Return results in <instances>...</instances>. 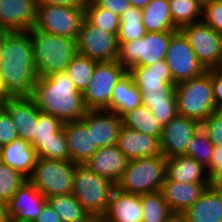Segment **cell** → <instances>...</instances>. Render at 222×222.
Segmentation results:
<instances>
[{"label": "cell", "mask_w": 222, "mask_h": 222, "mask_svg": "<svg viewBox=\"0 0 222 222\" xmlns=\"http://www.w3.org/2000/svg\"><path fill=\"white\" fill-rule=\"evenodd\" d=\"M0 77L9 98H31L36 80L28 30L9 31L3 40Z\"/></svg>", "instance_id": "cell-1"}, {"label": "cell", "mask_w": 222, "mask_h": 222, "mask_svg": "<svg viewBox=\"0 0 222 222\" xmlns=\"http://www.w3.org/2000/svg\"><path fill=\"white\" fill-rule=\"evenodd\" d=\"M38 109L62 123L81 120L87 108L83 95L66 72H57L36 80L31 97Z\"/></svg>", "instance_id": "cell-2"}, {"label": "cell", "mask_w": 222, "mask_h": 222, "mask_svg": "<svg viewBox=\"0 0 222 222\" xmlns=\"http://www.w3.org/2000/svg\"><path fill=\"white\" fill-rule=\"evenodd\" d=\"M29 37L32 43L34 73L39 79L57 72H66L77 54L75 38L43 32L32 27Z\"/></svg>", "instance_id": "cell-3"}, {"label": "cell", "mask_w": 222, "mask_h": 222, "mask_svg": "<svg viewBox=\"0 0 222 222\" xmlns=\"http://www.w3.org/2000/svg\"><path fill=\"white\" fill-rule=\"evenodd\" d=\"M174 90L178 115L202 124L210 114L218 110L213 96L211 69L198 77L177 83Z\"/></svg>", "instance_id": "cell-4"}, {"label": "cell", "mask_w": 222, "mask_h": 222, "mask_svg": "<svg viewBox=\"0 0 222 222\" xmlns=\"http://www.w3.org/2000/svg\"><path fill=\"white\" fill-rule=\"evenodd\" d=\"M164 155L129 160L116 187L126 193L147 194L161 191L166 178Z\"/></svg>", "instance_id": "cell-5"}, {"label": "cell", "mask_w": 222, "mask_h": 222, "mask_svg": "<svg viewBox=\"0 0 222 222\" xmlns=\"http://www.w3.org/2000/svg\"><path fill=\"white\" fill-rule=\"evenodd\" d=\"M116 185L83 164H76L73 196L90 215H104Z\"/></svg>", "instance_id": "cell-6"}, {"label": "cell", "mask_w": 222, "mask_h": 222, "mask_svg": "<svg viewBox=\"0 0 222 222\" xmlns=\"http://www.w3.org/2000/svg\"><path fill=\"white\" fill-rule=\"evenodd\" d=\"M76 163L37 157L28 180L46 197L72 194Z\"/></svg>", "instance_id": "cell-7"}, {"label": "cell", "mask_w": 222, "mask_h": 222, "mask_svg": "<svg viewBox=\"0 0 222 222\" xmlns=\"http://www.w3.org/2000/svg\"><path fill=\"white\" fill-rule=\"evenodd\" d=\"M171 32H147L140 39L119 46L118 63L129 71L133 66H149L165 60Z\"/></svg>", "instance_id": "cell-8"}, {"label": "cell", "mask_w": 222, "mask_h": 222, "mask_svg": "<svg viewBox=\"0 0 222 222\" xmlns=\"http://www.w3.org/2000/svg\"><path fill=\"white\" fill-rule=\"evenodd\" d=\"M126 72L118 61L97 62L91 81L82 93L87 110H107L112 91Z\"/></svg>", "instance_id": "cell-9"}, {"label": "cell", "mask_w": 222, "mask_h": 222, "mask_svg": "<svg viewBox=\"0 0 222 222\" xmlns=\"http://www.w3.org/2000/svg\"><path fill=\"white\" fill-rule=\"evenodd\" d=\"M37 157L55 160H70L63 123L56 117L39 112L35 136L30 142Z\"/></svg>", "instance_id": "cell-10"}, {"label": "cell", "mask_w": 222, "mask_h": 222, "mask_svg": "<svg viewBox=\"0 0 222 222\" xmlns=\"http://www.w3.org/2000/svg\"><path fill=\"white\" fill-rule=\"evenodd\" d=\"M188 40L198 61L206 70L222 67V35L202 20L179 29Z\"/></svg>", "instance_id": "cell-11"}, {"label": "cell", "mask_w": 222, "mask_h": 222, "mask_svg": "<svg viewBox=\"0 0 222 222\" xmlns=\"http://www.w3.org/2000/svg\"><path fill=\"white\" fill-rule=\"evenodd\" d=\"M84 18L85 9L70 6L37 5L34 27L46 33L77 40Z\"/></svg>", "instance_id": "cell-12"}, {"label": "cell", "mask_w": 222, "mask_h": 222, "mask_svg": "<svg viewBox=\"0 0 222 222\" xmlns=\"http://www.w3.org/2000/svg\"><path fill=\"white\" fill-rule=\"evenodd\" d=\"M76 44L77 54L96 62L117 61L118 59L117 34L101 30L86 17L81 23Z\"/></svg>", "instance_id": "cell-13"}, {"label": "cell", "mask_w": 222, "mask_h": 222, "mask_svg": "<svg viewBox=\"0 0 222 222\" xmlns=\"http://www.w3.org/2000/svg\"><path fill=\"white\" fill-rule=\"evenodd\" d=\"M165 61L175 84L198 77L207 71L180 30L171 31Z\"/></svg>", "instance_id": "cell-14"}, {"label": "cell", "mask_w": 222, "mask_h": 222, "mask_svg": "<svg viewBox=\"0 0 222 222\" xmlns=\"http://www.w3.org/2000/svg\"><path fill=\"white\" fill-rule=\"evenodd\" d=\"M200 127L201 124L197 120L175 116L162 128L161 154L166 158L186 155L188 142Z\"/></svg>", "instance_id": "cell-15"}, {"label": "cell", "mask_w": 222, "mask_h": 222, "mask_svg": "<svg viewBox=\"0 0 222 222\" xmlns=\"http://www.w3.org/2000/svg\"><path fill=\"white\" fill-rule=\"evenodd\" d=\"M46 202L47 198L29 180H26L7 203L8 221L34 222Z\"/></svg>", "instance_id": "cell-16"}, {"label": "cell", "mask_w": 222, "mask_h": 222, "mask_svg": "<svg viewBox=\"0 0 222 222\" xmlns=\"http://www.w3.org/2000/svg\"><path fill=\"white\" fill-rule=\"evenodd\" d=\"M81 121L91 130L93 143L97 147L116 144L122 127L121 117L107 110H87Z\"/></svg>", "instance_id": "cell-17"}, {"label": "cell", "mask_w": 222, "mask_h": 222, "mask_svg": "<svg viewBox=\"0 0 222 222\" xmlns=\"http://www.w3.org/2000/svg\"><path fill=\"white\" fill-rule=\"evenodd\" d=\"M38 0H0V24L8 31L30 30L36 22Z\"/></svg>", "instance_id": "cell-18"}, {"label": "cell", "mask_w": 222, "mask_h": 222, "mask_svg": "<svg viewBox=\"0 0 222 222\" xmlns=\"http://www.w3.org/2000/svg\"><path fill=\"white\" fill-rule=\"evenodd\" d=\"M128 161L124 153L114 144L99 147L83 165L116 185L121 179Z\"/></svg>", "instance_id": "cell-19"}, {"label": "cell", "mask_w": 222, "mask_h": 222, "mask_svg": "<svg viewBox=\"0 0 222 222\" xmlns=\"http://www.w3.org/2000/svg\"><path fill=\"white\" fill-rule=\"evenodd\" d=\"M116 146L128 160L161 155L160 140L157 137L122 126Z\"/></svg>", "instance_id": "cell-20"}, {"label": "cell", "mask_w": 222, "mask_h": 222, "mask_svg": "<svg viewBox=\"0 0 222 222\" xmlns=\"http://www.w3.org/2000/svg\"><path fill=\"white\" fill-rule=\"evenodd\" d=\"M4 109L9 113L19 138L31 142L40 110L32 98H9Z\"/></svg>", "instance_id": "cell-21"}, {"label": "cell", "mask_w": 222, "mask_h": 222, "mask_svg": "<svg viewBox=\"0 0 222 222\" xmlns=\"http://www.w3.org/2000/svg\"><path fill=\"white\" fill-rule=\"evenodd\" d=\"M209 183H180L165 180L161 192L173 214H182L200 198Z\"/></svg>", "instance_id": "cell-22"}, {"label": "cell", "mask_w": 222, "mask_h": 222, "mask_svg": "<svg viewBox=\"0 0 222 222\" xmlns=\"http://www.w3.org/2000/svg\"><path fill=\"white\" fill-rule=\"evenodd\" d=\"M64 135L66 138L70 161L76 164H83L98 150L93 143L91 130L81 121L63 123Z\"/></svg>", "instance_id": "cell-23"}, {"label": "cell", "mask_w": 222, "mask_h": 222, "mask_svg": "<svg viewBox=\"0 0 222 222\" xmlns=\"http://www.w3.org/2000/svg\"><path fill=\"white\" fill-rule=\"evenodd\" d=\"M141 195L113 190L105 216L112 222H142Z\"/></svg>", "instance_id": "cell-24"}, {"label": "cell", "mask_w": 222, "mask_h": 222, "mask_svg": "<svg viewBox=\"0 0 222 222\" xmlns=\"http://www.w3.org/2000/svg\"><path fill=\"white\" fill-rule=\"evenodd\" d=\"M182 215L186 222H222V190L208 186Z\"/></svg>", "instance_id": "cell-25"}, {"label": "cell", "mask_w": 222, "mask_h": 222, "mask_svg": "<svg viewBox=\"0 0 222 222\" xmlns=\"http://www.w3.org/2000/svg\"><path fill=\"white\" fill-rule=\"evenodd\" d=\"M165 180L180 183H209L207 169L194 158L178 155L167 158Z\"/></svg>", "instance_id": "cell-26"}, {"label": "cell", "mask_w": 222, "mask_h": 222, "mask_svg": "<svg viewBox=\"0 0 222 222\" xmlns=\"http://www.w3.org/2000/svg\"><path fill=\"white\" fill-rule=\"evenodd\" d=\"M2 148V163L20 172L27 179L31 176L37 155L29 141L16 138Z\"/></svg>", "instance_id": "cell-27"}, {"label": "cell", "mask_w": 222, "mask_h": 222, "mask_svg": "<svg viewBox=\"0 0 222 222\" xmlns=\"http://www.w3.org/2000/svg\"><path fill=\"white\" fill-rule=\"evenodd\" d=\"M141 105L140 91L135 85L132 75L127 71L115 85L107 111L114 112L121 117L124 113Z\"/></svg>", "instance_id": "cell-28"}, {"label": "cell", "mask_w": 222, "mask_h": 222, "mask_svg": "<svg viewBox=\"0 0 222 222\" xmlns=\"http://www.w3.org/2000/svg\"><path fill=\"white\" fill-rule=\"evenodd\" d=\"M143 25L147 32H171L179 30L173 23L168 0H151L142 9Z\"/></svg>", "instance_id": "cell-29"}, {"label": "cell", "mask_w": 222, "mask_h": 222, "mask_svg": "<svg viewBox=\"0 0 222 222\" xmlns=\"http://www.w3.org/2000/svg\"><path fill=\"white\" fill-rule=\"evenodd\" d=\"M136 86H175L165 60L149 66H133L128 71Z\"/></svg>", "instance_id": "cell-30"}, {"label": "cell", "mask_w": 222, "mask_h": 222, "mask_svg": "<svg viewBox=\"0 0 222 222\" xmlns=\"http://www.w3.org/2000/svg\"><path fill=\"white\" fill-rule=\"evenodd\" d=\"M122 126L157 137L162 135V125L158 122L152 111L146 106H138L121 116Z\"/></svg>", "instance_id": "cell-31"}, {"label": "cell", "mask_w": 222, "mask_h": 222, "mask_svg": "<svg viewBox=\"0 0 222 222\" xmlns=\"http://www.w3.org/2000/svg\"><path fill=\"white\" fill-rule=\"evenodd\" d=\"M47 202L59 215L62 222H88L90 214L73 194L50 196L47 198Z\"/></svg>", "instance_id": "cell-32"}, {"label": "cell", "mask_w": 222, "mask_h": 222, "mask_svg": "<svg viewBox=\"0 0 222 222\" xmlns=\"http://www.w3.org/2000/svg\"><path fill=\"white\" fill-rule=\"evenodd\" d=\"M142 9L130 7L120 16V26L117 34L118 45L132 42L146 35L147 31L142 21Z\"/></svg>", "instance_id": "cell-33"}, {"label": "cell", "mask_w": 222, "mask_h": 222, "mask_svg": "<svg viewBox=\"0 0 222 222\" xmlns=\"http://www.w3.org/2000/svg\"><path fill=\"white\" fill-rule=\"evenodd\" d=\"M168 1L173 23L178 29L202 20L203 3L200 0Z\"/></svg>", "instance_id": "cell-34"}, {"label": "cell", "mask_w": 222, "mask_h": 222, "mask_svg": "<svg viewBox=\"0 0 222 222\" xmlns=\"http://www.w3.org/2000/svg\"><path fill=\"white\" fill-rule=\"evenodd\" d=\"M141 203L142 222H164L173 214L161 191L141 194Z\"/></svg>", "instance_id": "cell-35"}, {"label": "cell", "mask_w": 222, "mask_h": 222, "mask_svg": "<svg viewBox=\"0 0 222 222\" xmlns=\"http://www.w3.org/2000/svg\"><path fill=\"white\" fill-rule=\"evenodd\" d=\"M96 64V61L76 54L67 67L66 73L73 82L75 88L81 93L84 92L91 81Z\"/></svg>", "instance_id": "cell-36"}, {"label": "cell", "mask_w": 222, "mask_h": 222, "mask_svg": "<svg viewBox=\"0 0 222 222\" xmlns=\"http://www.w3.org/2000/svg\"><path fill=\"white\" fill-rule=\"evenodd\" d=\"M85 17L101 30L118 34L120 17L107 9L98 7L92 0L85 7Z\"/></svg>", "instance_id": "cell-37"}, {"label": "cell", "mask_w": 222, "mask_h": 222, "mask_svg": "<svg viewBox=\"0 0 222 222\" xmlns=\"http://www.w3.org/2000/svg\"><path fill=\"white\" fill-rule=\"evenodd\" d=\"M213 149L214 145L200 127L188 142L186 156L194 158L207 169L210 166Z\"/></svg>", "instance_id": "cell-38"}, {"label": "cell", "mask_w": 222, "mask_h": 222, "mask_svg": "<svg viewBox=\"0 0 222 222\" xmlns=\"http://www.w3.org/2000/svg\"><path fill=\"white\" fill-rule=\"evenodd\" d=\"M141 95V104L150 110L152 105L177 104L175 86H137Z\"/></svg>", "instance_id": "cell-39"}, {"label": "cell", "mask_w": 222, "mask_h": 222, "mask_svg": "<svg viewBox=\"0 0 222 222\" xmlns=\"http://www.w3.org/2000/svg\"><path fill=\"white\" fill-rule=\"evenodd\" d=\"M28 180L20 172L9 165L0 164V199L6 204L11 200L14 193Z\"/></svg>", "instance_id": "cell-40"}, {"label": "cell", "mask_w": 222, "mask_h": 222, "mask_svg": "<svg viewBox=\"0 0 222 222\" xmlns=\"http://www.w3.org/2000/svg\"><path fill=\"white\" fill-rule=\"evenodd\" d=\"M202 21L222 35V0L203 3Z\"/></svg>", "instance_id": "cell-41"}, {"label": "cell", "mask_w": 222, "mask_h": 222, "mask_svg": "<svg viewBox=\"0 0 222 222\" xmlns=\"http://www.w3.org/2000/svg\"><path fill=\"white\" fill-rule=\"evenodd\" d=\"M214 146H222V113L215 110L201 124Z\"/></svg>", "instance_id": "cell-42"}, {"label": "cell", "mask_w": 222, "mask_h": 222, "mask_svg": "<svg viewBox=\"0 0 222 222\" xmlns=\"http://www.w3.org/2000/svg\"><path fill=\"white\" fill-rule=\"evenodd\" d=\"M207 173L209 175V186L222 190V146H214Z\"/></svg>", "instance_id": "cell-43"}, {"label": "cell", "mask_w": 222, "mask_h": 222, "mask_svg": "<svg viewBox=\"0 0 222 222\" xmlns=\"http://www.w3.org/2000/svg\"><path fill=\"white\" fill-rule=\"evenodd\" d=\"M16 138L18 134L15 125L9 113L3 109L0 113V146L7 145Z\"/></svg>", "instance_id": "cell-44"}, {"label": "cell", "mask_w": 222, "mask_h": 222, "mask_svg": "<svg viewBox=\"0 0 222 222\" xmlns=\"http://www.w3.org/2000/svg\"><path fill=\"white\" fill-rule=\"evenodd\" d=\"M151 111L162 127L178 115L177 104L152 105Z\"/></svg>", "instance_id": "cell-45"}, {"label": "cell", "mask_w": 222, "mask_h": 222, "mask_svg": "<svg viewBox=\"0 0 222 222\" xmlns=\"http://www.w3.org/2000/svg\"><path fill=\"white\" fill-rule=\"evenodd\" d=\"M98 7L109 10L119 17L132 5L129 0H92Z\"/></svg>", "instance_id": "cell-46"}, {"label": "cell", "mask_w": 222, "mask_h": 222, "mask_svg": "<svg viewBox=\"0 0 222 222\" xmlns=\"http://www.w3.org/2000/svg\"><path fill=\"white\" fill-rule=\"evenodd\" d=\"M211 81L216 108L222 106V69H211Z\"/></svg>", "instance_id": "cell-47"}, {"label": "cell", "mask_w": 222, "mask_h": 222, "mask_svg": "<svg viewBox=\"0 0 222 222\" xmlns=\"http://www.w3.org/2000/svg\"><path fill=\"white\" fill-rule=\"evenodd\" d=\"M88 0H38L37 5H55V6H70L78 9H85Z\"/></svg>", "instance_id": "cell-48"}, {"label": "cell", "mask_w": 222, "mask_h": 222, "mask_svg": "<svg viewBox=\"0 0 222 222\" xmlns=\"http://www.w3.org/2000/svg\"><path fill=\"white\" fill-rule=\"evenodd\" d=\"M34 222H62V220L51 207V205L46 202L41 210L40 215L36 218Z\"/></svg>", "instance_id": "cell-49"}, {"label": "cell", "mask_w": 222, "mask_h": 222, "mask_svg": "<svg viewBox=\"0 0 222 222\" xmlns=\"http://www.w3.org/2000/svg\"><path fill=\"white\" fill-rule=\"evenodd\" d=\"M0 222H9L7 218V204L0 199Z\"/></svg>", "instance_id": "cell-50"}, {"label": "cell", "mask_w": 222, "mask_h": 222, "mask_svg": "<svg viewBox=\"0 0 222 222\" xmlns=\"http://www.w3.org/2000/svg\"><path fill=\"white\" fill-rule=\"evenodd\" d=\"M88 222H112L105 215H90Z\"/></svg>", "instance_id": "cell-51"}, {"label": "cell", "mask_w": 222, "mask_h": 222, "mask_svg": "<svg viewBox=\"0 0 222 222\" xmlns=\"http://www.w3.org/2000/svg\"><path fill=\"white\" fill-rule=\"evenodd\" d=\"M151 0H129L133 7L143 9Z\"/></svg>", "instance_id": "cell-52"}, {"label": "cell", "mask_w": 222, "mask_h": 222, "mask_svg": "<svg viewBox=\"0 0 222 222\" xmlns=\"http://www.w3.org/2000/svg\"><path fill=\"white\" fill-rule=\"evenodd\" d=\"M164 222H186L184 216L182 214H172L166 221Z\"/></svg>", "instance_id": "cell-53"}, {"label": "cell", "mask_w": 222, "mask_h": 222, "mask_svg": "<svg viewBox=\"0 0 222 222\" xmlns=\"http://www.w3.org/2000/svg\"><path fill=\"white\" fill-rule=\"evenodd\" d=\"M9 97L6 94V89L3 85L2 79L0 77V100H8Z\"/></svg>", "instance_id": "cell-54"}, {"label": "cell", "mask_w": 222, "mask_h": 222, "mask_svg": "<svg viewBox=\"0 0 222 222\" xmlns=\"http://www.w3.org/2000/svg\"><path fill=\"white\" fill-rule=\"evenodd\" d=\"M8 32L9 31L0 24V43H3L4 37Z\"/></svg>", "instance_id": "cell-55"}, {"label": "cell", "mask_w": 222, "mask_h": 222, "mask_svg": "<svg viewBox=\"0 0 222 222\" xmlns=\"http://www.w3.org/2000/svg\"><path fill=\"white\" fill-rule=\"evenodd\" d=\"M3 46H2V43H0V65L2 64L3 62Z\"/></svg>", "instance_id": "cell-56"}, {"label": "cell", "mask_w": 222, "mask_h": 222, "mask_svg": "<svg viewBox=\"0 0 222 222\" xmlns=\"http://www.w3.org/2000/svg\"><path fill=\"white\" fill-rule=\"evenodd\" d=\"M7 100H0V113L2 112V110L4 109V106H5V102Z\"/></svg>", "instance_id": "cell-57"}, {"label": "cell", "mask_w": 222, "mask_h": 222, "mask_svg": "<svg viewBox=\"0 0 222 222\" xmlns=\"http://www.w3.org/2000/svg\"><path fill=\"white\" fill-rule=\"evenodd\" d=\"M2 148H1V146H0V164L2 163Z\"/></svg>", "instance_id": "cell-58"}, {"label": "cell", "mask_w": 222, "mask_h": 222, "mask_svg": "<svg viewBox=\"0 0 222 222\" xmlns=\"http://www.w3.org/2000/svg\"><path fill=\"white\" fill-rule=\"evenodd\" d=\"M202 3H205L207 1H214V0H200Z\"/></svg>", "instance_id": "cell-59"}, {"label": "cell", "mask_w": 222, "mask_h": 222, "mask_svg": "<svg viewBox=\"0 0 222 222\" xmlns=\"http://www.w3.org/2000/svg\"><path fill=\"white\" fill-rule=\"evenodd\" d=\"M218 110L222 113V106Z\"/></svg>", "instance_id": "cell-60"}]
</instances>
